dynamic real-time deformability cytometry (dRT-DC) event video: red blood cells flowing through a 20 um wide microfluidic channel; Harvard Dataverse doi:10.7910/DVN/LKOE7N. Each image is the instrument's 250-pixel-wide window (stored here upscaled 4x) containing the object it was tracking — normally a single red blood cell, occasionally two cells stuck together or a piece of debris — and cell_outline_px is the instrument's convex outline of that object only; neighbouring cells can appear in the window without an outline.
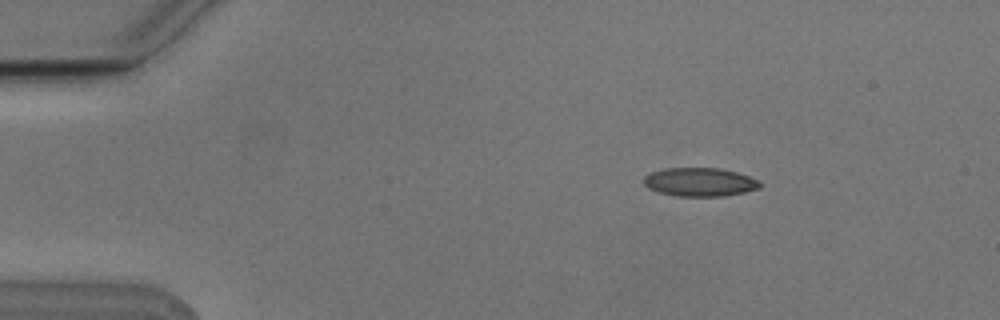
{"species": "Egyptian fruit bat (a non-hibernating species)", "species_latin": "Rousettus aegyptiacus", "temperature_condition": "cold", "stored_images_in_passage": 4, "camera_frame_rate_fps": 3000, "um_per_image_px": 0.085, "animal": {"sex": "male"}, "frame": {"image": 1, "passage_image": 2, "time_ms": 0.333, "image_size_px": [1000, 320], "cell_outline_px": [[760, 188], [744, 192], [724, 196], [676, 196], [656, 192], [648, 188], [644, 184], [644, 176], [652, 172], [664, 168], [720, 168], [736, 172], [760, 180]], "centroid_in_image_um": [59.47, 15.47], "position_along_channel_um": 25.5, "area_um2": 19.42}}